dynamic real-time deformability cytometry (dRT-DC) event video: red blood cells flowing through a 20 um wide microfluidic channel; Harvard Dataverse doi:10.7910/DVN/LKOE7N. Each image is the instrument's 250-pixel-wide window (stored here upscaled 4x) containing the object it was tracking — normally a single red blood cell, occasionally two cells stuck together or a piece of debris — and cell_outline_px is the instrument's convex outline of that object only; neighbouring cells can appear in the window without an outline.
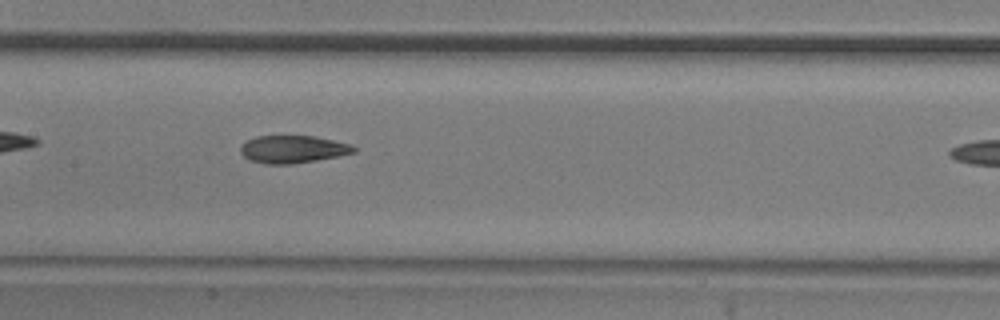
{"species": "common noctule bat (a hibernating species)", "species_latin": "Nyctalus noctula", "temperature_condition": "room temperature", "stored_images_in_passage": 21, "camera_frame_rate_fps": 3000, "um_per_image_px": 0.085, "animal": {"sex": "male", "body_mass_g": 20.5, "forearm_length_mm": 52.5}, "frame": {"image": 1, "passage_image": 12, "time_ms": 3.667, "image_size_px": [1000, 320], "cell_outline_px": [[356, 152], [316, 160], [292, 164], [264, 164], [248, 160], [240, 152], [240, 148], [248, 140], [256, 136], [312, 136], [352, 144], [356, 148]], "centroid_in_image_um": [24.88, 12.69], "position_along_channel_um": 182.5, "area_um2": 18.09}}
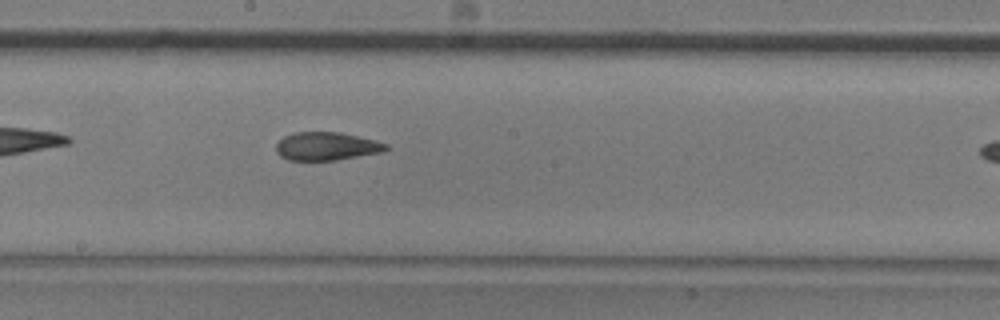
{"frame": {"image": 2, "passage_image": 15, "time_ms": 4.667, "image_size_px": [1000, 320], "cell_outline_px": [[388, 148], [380, 152], [336, 160], [288, 160], [280, 156], [276, 152], [276, 144], [284, 136], [296, 132], [340, 132], [388, 144]], "centroid_in_image_um": [27.7, 12.43], "position_along_channel_um": 220.5, "area_um2": 17.8}}
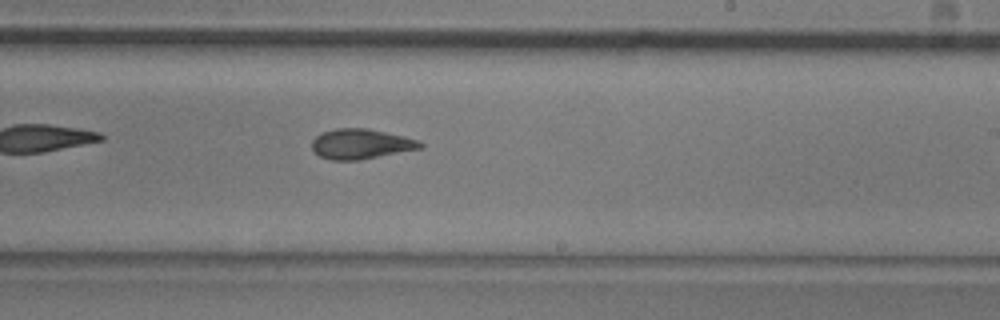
{"frame": {"image": 3, "passage_image": 18, "time_ms": 5.667, "image_size_px": [1000, 320], "cell_outline_px": [[424, 148], [360, 160], [332, 160], [320, 156], [312, 148], [312, 140], [320, 132], [336, 128], [368, 128], [404, 136], [420, 140], [424, 144]], "centroid_in_image_um": [30.71, 12.23], "position_along_channel_um": 258.3, "area_um2": 19.19}}